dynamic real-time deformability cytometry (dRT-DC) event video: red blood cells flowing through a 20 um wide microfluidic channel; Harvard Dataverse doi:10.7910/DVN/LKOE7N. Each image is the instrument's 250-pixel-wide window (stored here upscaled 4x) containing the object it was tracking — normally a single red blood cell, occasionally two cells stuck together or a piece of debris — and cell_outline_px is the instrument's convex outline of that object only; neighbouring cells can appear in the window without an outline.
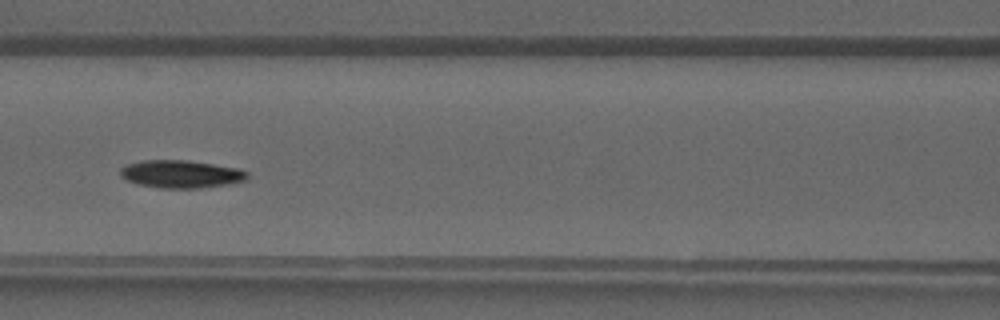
{"species": "common noctule bat (a hibernating species)", "species_latin": "Nyctalus noctula", "temperature_condition": "warm", "stored_images_in_passage": 34, "camera_frame_rate_fps": 3000, "um_per_image_px": 0.085, "animal": {"sex": "male", "forearm_length_mm": 52.5}, "frame": {"image": 1, "passage_image": 19, "time_ms": 6.0, "image_size_px": [1000, 320], "cell_outline_px": [[248, 176], [244, 180], [224, 184], [200, 188], [160, 188], [136, 184], [120, 176], [120, 168], [128, 164], [140, 160], [188, 160], [236, 168], [248, 172]], "centroid_in_image_um": [15.32, 14.79], "position_along_channel_um": 151.3, "area_um2": 20.35}}
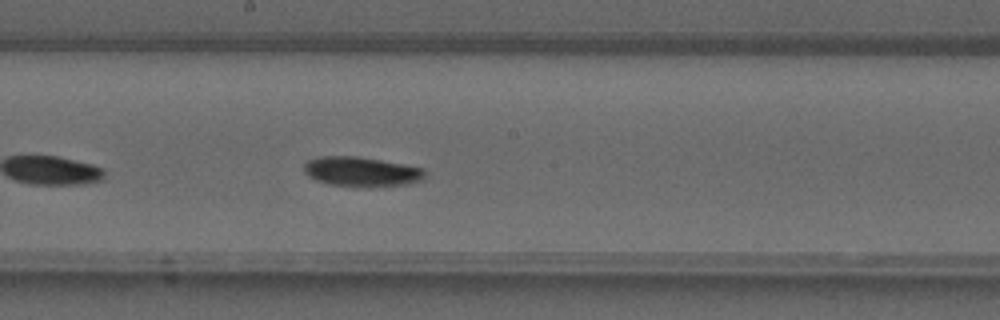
{"frame": {"image": 2, "passage_image": 23, "time_ms": 7.333, "image_size_px": [1000, 320], "cell_outline_px": [[424, 180], [408, 184], [328, 184], [316, 180], [308, 176], [304, 172], [304, 164], [308, 160], [320, 156], [356, 156], [404, 164], [424, 168]], "centroid_in_image_um": [30.7, 14.54], "position_along_channel_um": 217.5, "area_um2": 20.06}}
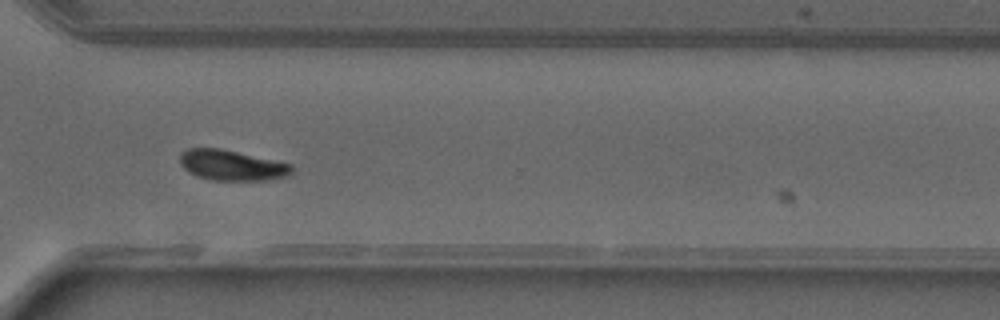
{"frame": {"image": 3, "passage_image": 31, "time_ms": 10.0, "image_size_px": [1000, 320], "cell_outline_px": [[292, 172], [288, 176], [268, 180], [212, 180], [196, 176], [188, 172], [180, 164], [180, 152], [188, 148], [220, 148], [292, 164]], "centroid_in_image_um": [19.68, 14.05], "position_along_channel_um": 350.9, "area_um2": 19.88}}